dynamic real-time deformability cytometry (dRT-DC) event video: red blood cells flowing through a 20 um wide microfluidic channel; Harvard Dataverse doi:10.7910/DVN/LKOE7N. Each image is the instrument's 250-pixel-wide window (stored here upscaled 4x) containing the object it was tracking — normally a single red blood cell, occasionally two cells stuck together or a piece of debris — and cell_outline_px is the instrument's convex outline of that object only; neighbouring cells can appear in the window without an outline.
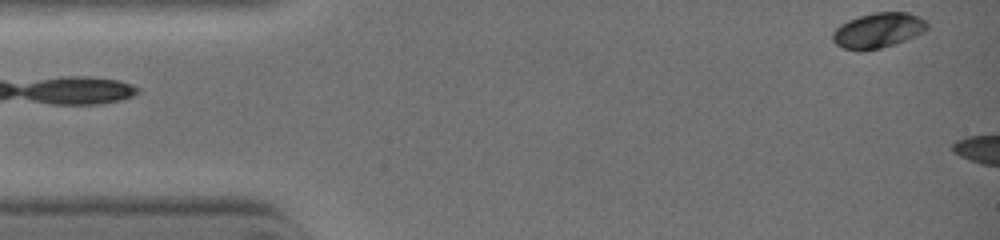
{"species": "common noctule bat (a hibernating species)", "species_latin": "Nyctalus noctula", "temperature_condition": "warm", "stored_images_in_passage": 3, "camera_frame_rate_fps": 3000, "um_per_image_px": 0.085, "animal": {"sex": "female", "body_mass_g": 19.0, "forearm_length_mm": 51.5}, "frame": {"image": 1, "passage_image": 1, "time_ms": 0.0, "image_size_px": [1000, 240], "cell_outline_px": [[928, 28], [924, 32], [896, 44], [880, 48], [844, 48], [836, 44], [832, 40], [832, 32], [840, 24], [848, 20], [860, 16], [876, 12], [908, 12], [920, 16], [928, 24]], "centroid_in_image_um": [74.68, 2.55], "position_along_channel_um": 10.3, "area_um2": 19.02}}